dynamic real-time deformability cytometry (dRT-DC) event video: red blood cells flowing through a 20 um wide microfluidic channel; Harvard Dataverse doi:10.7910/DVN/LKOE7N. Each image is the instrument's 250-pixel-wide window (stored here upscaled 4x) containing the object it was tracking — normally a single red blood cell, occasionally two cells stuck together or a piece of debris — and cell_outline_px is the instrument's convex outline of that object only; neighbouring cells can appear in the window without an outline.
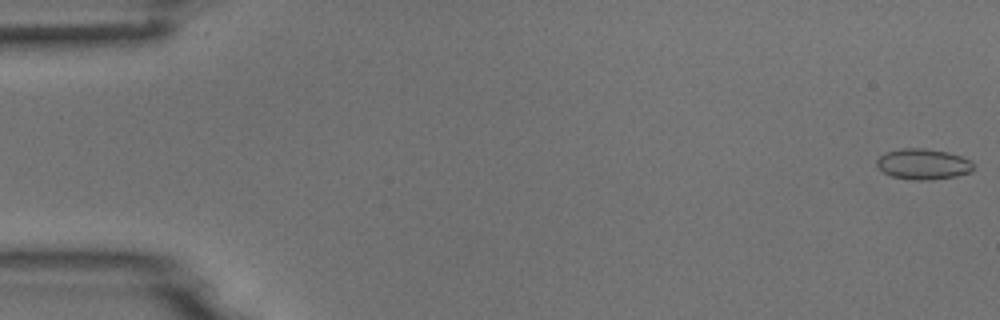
{"species": "common noctule bat (a hibernating species)", "species_latin": "Nyctalus noctula", "temperature_condition": "room temperature", "stored_images_in_passage": 51, "camera_frame_rate_fps": 3000, "um_per_image_px": 0.085, "animal": {"sex": "male", "body_mass_g": 18.8}, "frame": {"image": 1, "passage_image": 1, "time_ms": 0.0, "image_size_px": [1000, 320], "cell_outline_px": [[972, 172], [956, 176], [928, 180], [912, 180], [892, 176], [884, 172], [876, 164], [876, 160], [880, 156], [888, 152], [904, 148], [924, 148], [948, 152], [972, 160]], "centroid_in_image_um": [78.49, 13.95], "position_along_channel_um": 6.5, "area_um2": 17.17}}
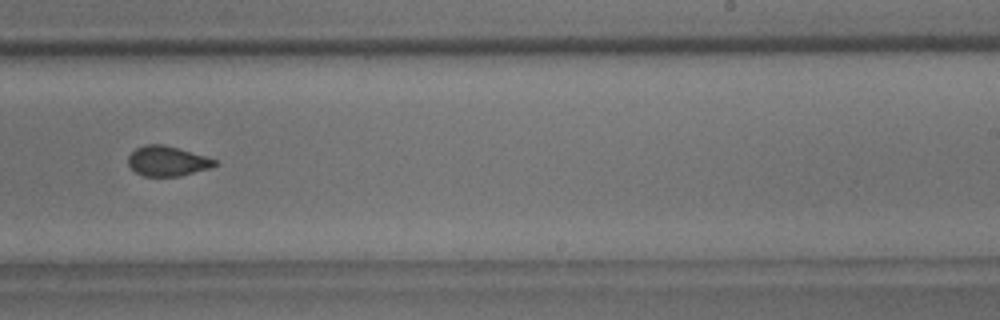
{"frame": {"image": 2, "passage_image": 32, "time_ms": 10.333, "image_size_px": [1000, 320], "cell_outline_px": [[220, 164], [212, 168], [180, 176], [144, 176], [136, 172], [128, 164], [128, 156], [136, 148], [144, 144], [164, 144], [180, 148], [216, 160]], "centroid_in_image_um": [14.25, 13.69], "position_along_channel_um": 274.8, "area_um2": 15.26}}
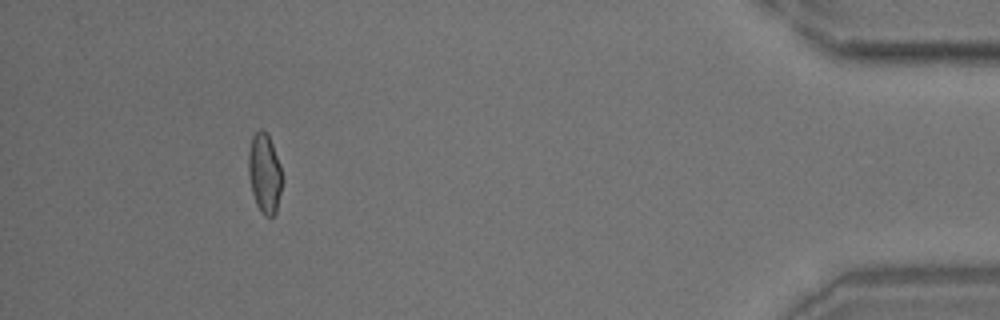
{"frame": {"image": 3, "passage_image": 47, "time_ms": 15.333, "image_size_px": [1000, 320], "cell_outline_px": [[284, 180], [276, 212], [272, 216], [264, 216], [260, 212], [256, 204], [252, 192], [248, 176], [248, 152], [252, 136], [260, 128], [268, 132], [280, 164]], "centroid_in_image_um": [22.5, 14.72], "position_along_channel_um": 412.7, "area_um2": 16.13}}